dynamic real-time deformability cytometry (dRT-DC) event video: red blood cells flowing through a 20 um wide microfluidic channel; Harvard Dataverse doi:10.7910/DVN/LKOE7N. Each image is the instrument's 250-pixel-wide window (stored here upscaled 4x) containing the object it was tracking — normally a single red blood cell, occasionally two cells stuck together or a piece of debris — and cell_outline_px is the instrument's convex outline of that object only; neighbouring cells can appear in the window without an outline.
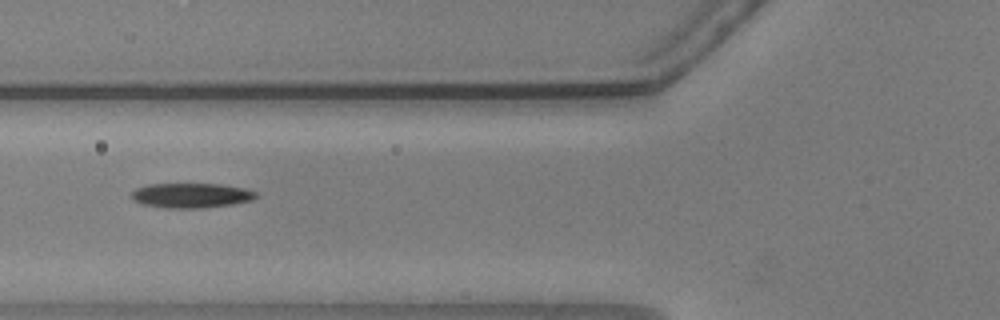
{"species": "common noctule bat (a hibernating species)", "species_latin": "Nyctalus noctula", "temperature_condition": "warm", "stored_images_in_passage": 38, "camera_frame_rate_fps": 3000, "um_per_image_px": 0.085, "animal": {"sex": "male", "body_mass_g": 20.5, "forearm_length_mm": 52.5}, "frame": {"image": 1, "passage_image": 4, "time_ms": 1.0, "image_size_px": [1000, 320], "cell_outline_px": [[260, 196], [252, 200], [232, 204], [200, 208], [164, 208], [144, 204], [132, 200], [132, 192], [136, 188], [148, 184], [220, 184], [244, 188], [256, 192]], "centroid_in_image_um": [16.26, 16.61], "position_along_channel_um": 109.5, "area_um2": 17.98}}
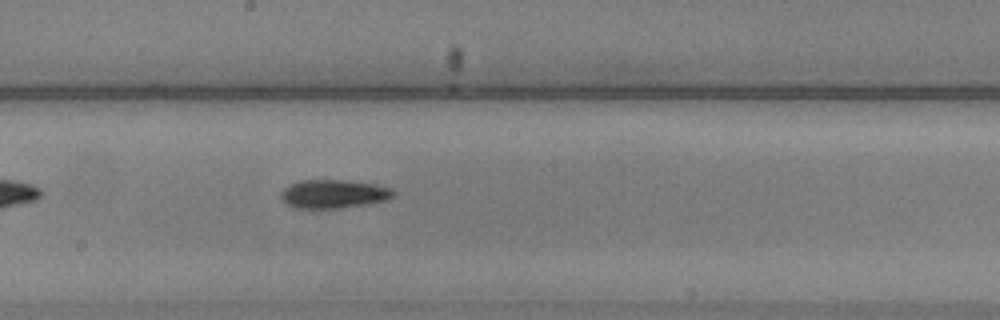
{"frame": {"image": 2, "passage_image": 13, "time_ms": 4.0, "image_size_px": [1000, 320], "cell_outline_px": [[396, 192], [392, 196], [384, 200], [368, 204], [340, 208], [296, 208], [288, 204], [280, 196], [280, 192], [288, 184], [300, 180], [344, 180], [372, 184], [392, 188]], "centroid_in_image_um": [28.33, 16.48], "position_along_channel_um": 219.9, "area_um2": 18.61}}
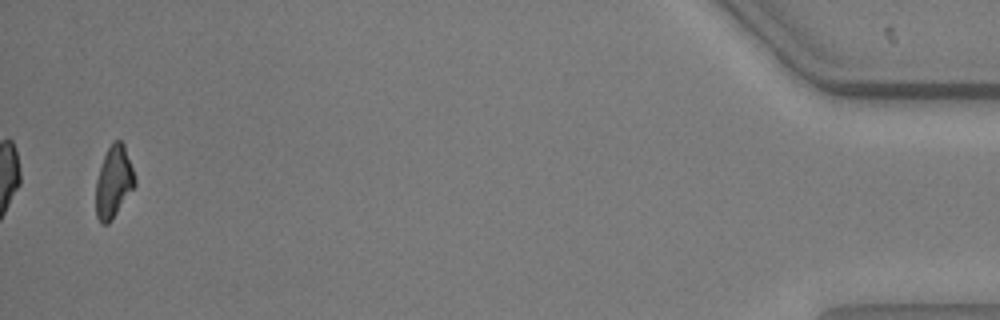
{"frame": {"image": 3, "passage_image": 37, "time_ms": 12.0, "image_size_px": [1000, 320], "cell_outline_px": [[136, 184], [112, 220], [108, 224], [100, 224], [96, 216], [96, 180], [104, 156], [108, 148], [116, 140], [120, 140], [124, 144], [136, 180]], "centroid_in_image_um": [9.65, 15.5], "position_along_channel_um": 425.5, "area_um2": 16.13}}